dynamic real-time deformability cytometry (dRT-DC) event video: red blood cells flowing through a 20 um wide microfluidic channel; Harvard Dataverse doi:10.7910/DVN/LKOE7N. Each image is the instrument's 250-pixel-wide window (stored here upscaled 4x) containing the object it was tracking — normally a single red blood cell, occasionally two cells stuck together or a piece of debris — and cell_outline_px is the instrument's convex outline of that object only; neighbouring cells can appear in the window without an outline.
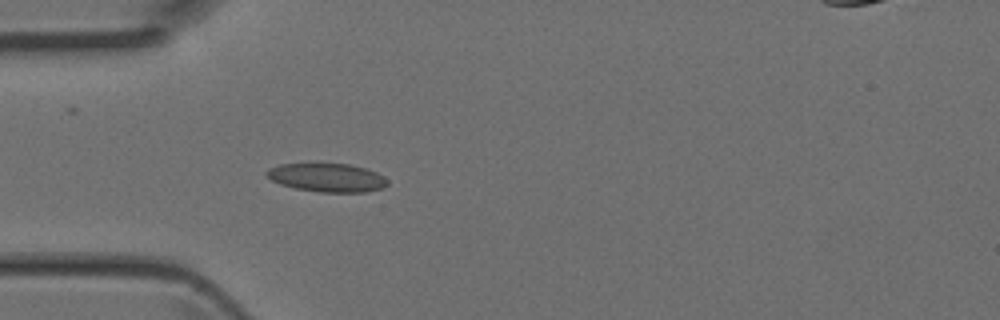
{"species": "Egyptian fruit bat (a non-hibernating species)", "species_latin": "Rousettus aegyptiacus", "temperature_condition": "room temperature", "stored_images_in_passage": 4, "camera_frame_rate_fps": 3000, "um_per_image_px": 0.085, "animal": {"sex": "female"}, "frame": {"image": 1, "passage_image": 4, "time_ms": 1.0, "image_size_px": [1000, 320], "cell_outline_px": [[388, 184], [380, 188], [364, 192], [320, 192], [296, 188], [280, 184], [272, 180], [264, 172], [268, 168], [280, 164], [348, 164], [364, 168], [376, 172], [384, 176], [388, 180]], "centroid_in_image_um": [27.79, 15.09], "position_along_channel_um": 57.2, "area_um2": 19.88}}